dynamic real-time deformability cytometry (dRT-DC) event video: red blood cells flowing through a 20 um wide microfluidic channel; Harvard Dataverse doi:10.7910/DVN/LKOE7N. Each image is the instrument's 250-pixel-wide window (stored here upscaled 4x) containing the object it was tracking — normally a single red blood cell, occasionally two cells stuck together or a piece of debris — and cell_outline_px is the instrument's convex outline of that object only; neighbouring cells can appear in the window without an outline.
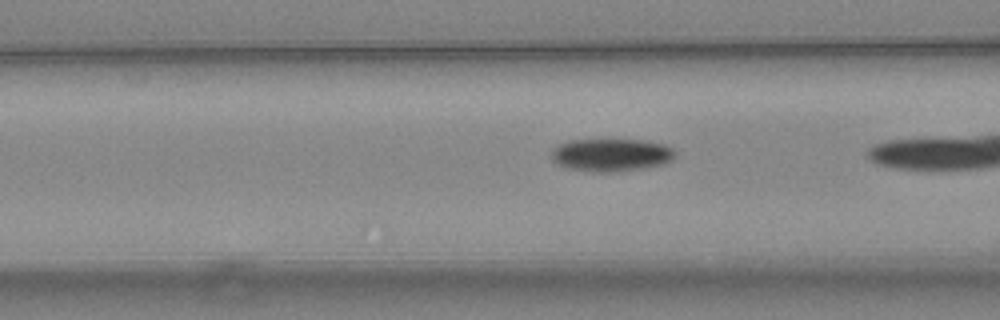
{"species": "common noctule bat (a hibernating species)", "species_latin": "Nyctalus noctula", "temperature_condition": "warm", "stored_images_in_passage": 18, "camera_frame_rate_fps": 3000, "um_per_image_px": 0.085, "animal": {"sex": "female", "body_mass_g": 24.6, "forearm_length_mm": 56.2}, "frame": {"image": 1, "passage_image": 14, "time_ms": 4.333, "image_size_px": [1000, 320], "cell_outline_px": [[676, 152], [672, 160], [664, 164], [644, 168], [616, 172], [592, 172], [568, 168], [556, 164], [552, 160], [552, 148], [568, 140], [608, 136], [644, 140], [664, 144], [672, 148]], "centroid_in_image_um": [51.93, 13.11], "position_along_channel_um": 114.7, "area_um2": 24.91}}
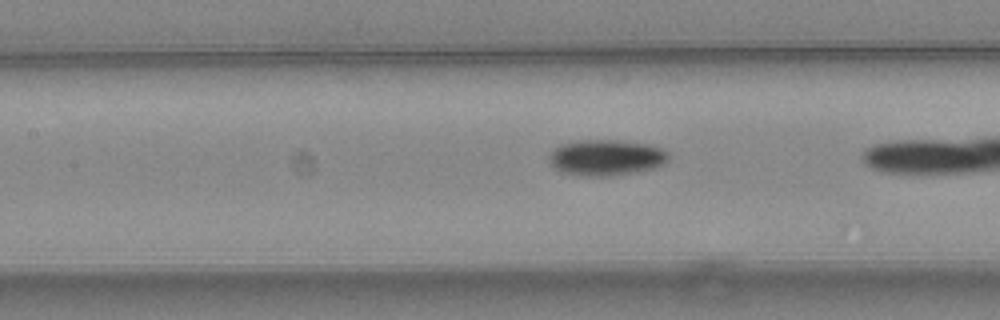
{"frame": {"image": 2, "passage_image": 17, "time_ms": 5.333, "image_size_px": [1000, 320], "cell_outline_px": [[668, 160], [664, 164], [656, 168], [636, 172], [608, 176], [580, 176], [560, 172], [552, 168], [548, 160], [548, 156], [560, 144], [580, 140], [620, 140], [648, 144], [660, 148], [668, 152]], "centroid_in_image_um": [51.5, 13.4], "position_along_channel_um": 155.9, "area_um2": 25.32}}